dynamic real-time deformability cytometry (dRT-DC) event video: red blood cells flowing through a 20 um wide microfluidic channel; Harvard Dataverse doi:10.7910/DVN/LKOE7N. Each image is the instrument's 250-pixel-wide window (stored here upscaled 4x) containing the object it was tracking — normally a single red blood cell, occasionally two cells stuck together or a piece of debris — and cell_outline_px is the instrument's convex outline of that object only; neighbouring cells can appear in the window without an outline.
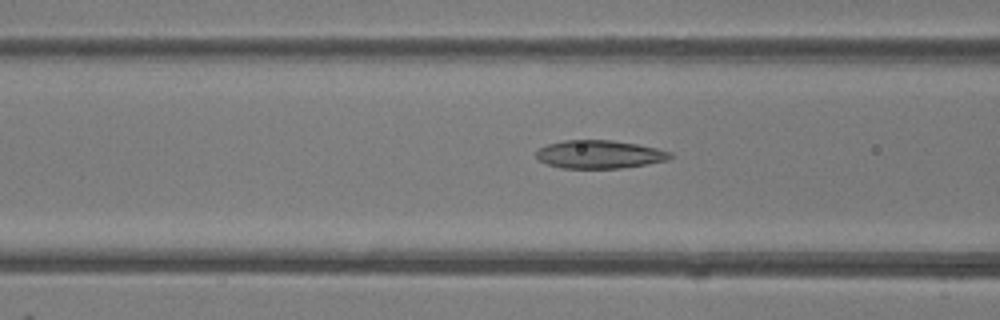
{"species": "common noctule bat (a hibernating species)", "species_latin": "Nyctalus noctula", "temperature_condition": "room temperature", "stored_images_in_passage": 34, "camera_frame_rate_fps": 3000, "um_per_image_px": 0.085, "animal": {"sex": "female"}, "frame": {"image": 1, "passage_image": 5, "time_ms": 1.333, "image_size_px": [1000, 320], "cell_outline_px": [[672, 156], [668, 160], [620, 168], [560, 168], [548, 164], [540, 160], [536, 156], [536, 152], [540, 148], [548, 144], [564, 140], [612, 140], [636, 144], [656, 148], [672, 152]], "centroid_in_image_um": [50.95, 13.12], "position_along_channel_um": 115.7, "area_um2": 21.79}}
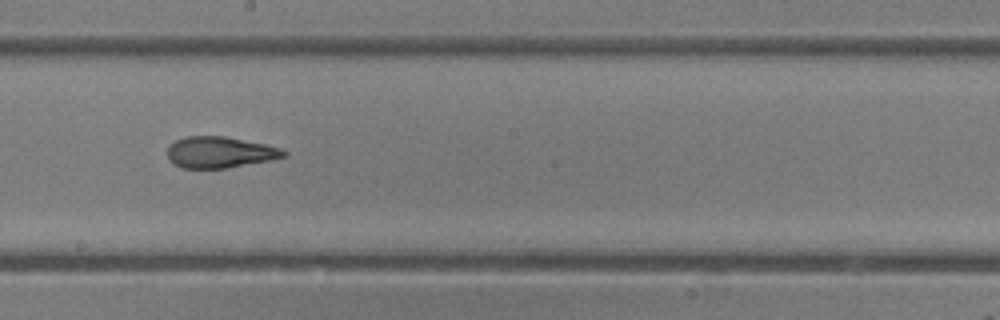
{"frame": {"image": 2, "passage_image": 13, "time_ms": 4.0, "image_size_px": [1000, 320], "cell_outline_px": [[288, 156], [272, 160], [228, 168], [184, 168], [172, 164], [168, 160], [168, 148], [176, 140], [188, 136], [224, 136], [264, 144], [280, 148], [288, 152]], "centroid_in_image_um": [18.71, 12.96], "position_along_channel_um": 229.5, "area_um2": 21.21}}
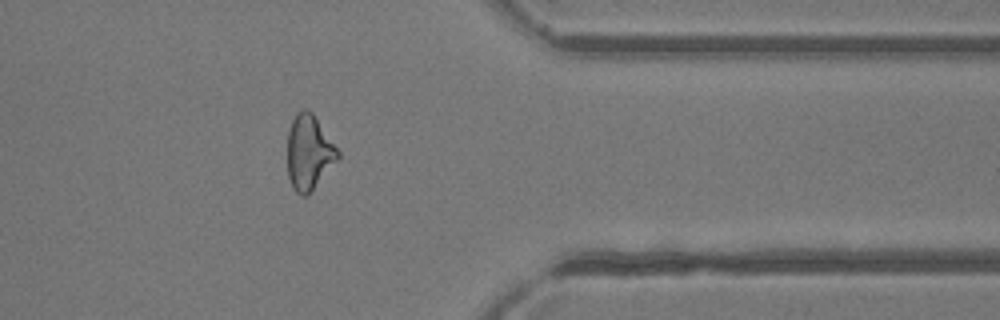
{"frame": {"image": 3, "passage_image": 25, "time_ms": 8.0, "image_size_px": [1000, 320], "cell_outline_px": [[340, 156], [308, 196], [300, 196], [292, 188], [288, 176], [288, 132], [292, 120], [296, 112], [304, 108], [308, 108], [312, 112], [340, 152]], "centroid_in_image_um": [26.25, 12.96], "position_along_channel_um": 385.2, "area_um2": 22.02}, "authors_computed_cell_mechanics": {"area_um2": 21.7906, "velocity_mm_per_s": 4.2551, "shape_relaxation_time_tau1_ms": 5.2728, "shape_relaxation_time_tau2_ms": 1.6427, "deformation_change_tau1": 0.1669, "deformation_change_tau2": 0.0934}}